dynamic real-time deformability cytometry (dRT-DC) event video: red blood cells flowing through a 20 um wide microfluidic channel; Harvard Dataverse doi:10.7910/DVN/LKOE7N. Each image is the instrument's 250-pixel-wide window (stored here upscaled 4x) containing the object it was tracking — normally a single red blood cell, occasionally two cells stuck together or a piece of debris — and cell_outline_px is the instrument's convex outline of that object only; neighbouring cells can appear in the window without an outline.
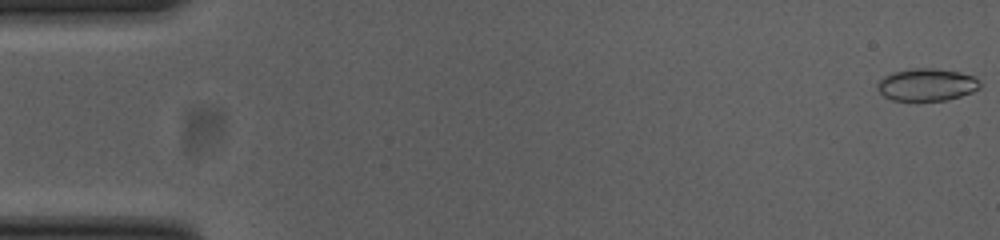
{"species": "common noctule bat (a hibernating species)", "species_latin": "Nyctalus noctula", "temperature_condition": "cold", "stored_images_in_passage": 13, "camera_frame_rate_fps": 3000, "um_per_image_px": 0.085, "animal": {"sex": "female", "body_mass_g": 23.0, "forearm_length_mm": 53.4}, "frame": {"image": 1, "passage_image": 1, "time_ms": 0.0, "image_size_px": [1000, 240], "cell_outline_px": [[980, 88], [972, 92], [960, 96], [944, 100], [916, 104], [892, 100], [884, 96], [876, 88], [880, 80], [884, 76], [892, 72], [912, 68], [932, 68], [960, 72], [972, 76], [980, 80]], "centroid_in_image_um": [78.74, 7.24], "position_along_channel_um": 6.3, "area_um2": 20.0}}